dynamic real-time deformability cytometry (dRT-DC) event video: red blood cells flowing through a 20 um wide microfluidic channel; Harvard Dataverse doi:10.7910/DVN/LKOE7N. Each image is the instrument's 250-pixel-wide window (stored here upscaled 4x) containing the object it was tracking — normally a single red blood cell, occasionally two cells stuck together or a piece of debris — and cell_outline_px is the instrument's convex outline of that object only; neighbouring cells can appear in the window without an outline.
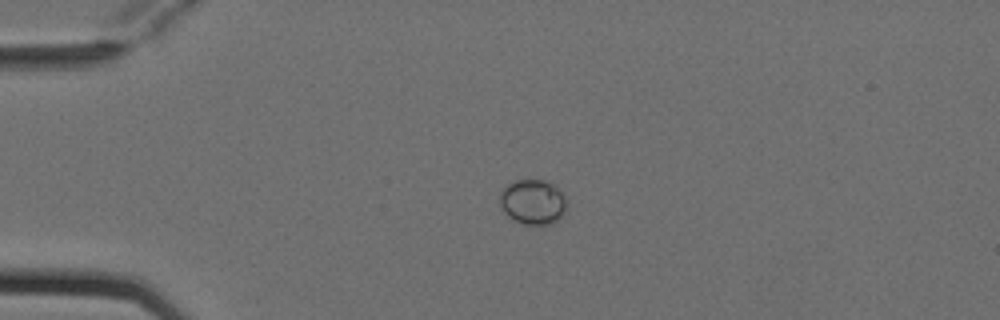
{"species": "Egyptian fruit bat (a non-hibernating species)", "species_latin": "Rousettus aegyptiacus", "temperature_condition": "cold", "stored_images_in_passage": 4, "camera_frame_rate_fps": 3000, "um_per_image_px": 0.085, "animal": {"sex": "female"}, "frame": {"image": 1, "passage_image": 2, "time_ms": 0.333, "image_size_px": [1000, 320], "cell_outline_px": [[568, 208], [552, 224], [524, 224], [512, 220], [504, 212], [500, 204], [500, 192], [508, 184], [516, 180], [544, 180], [556, 184], [564, 196], [568, 204]], "centroid_in_image_um": [45.31, 17.16], "position_along_channel_um": 39.7, "area_um2": 17.69}}
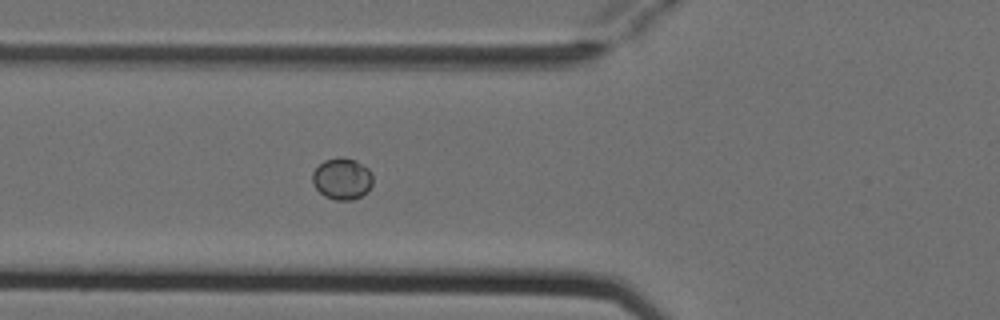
{"frame": {"image": 2, "passage_image": 4, "time_ms": 1.0, "image_size_px": [1000, 320], "cell_outline_px": [[372, 184], [368, 192], [352, 200], [336, 200], [324, 196], [312, 184], [312, 172], [324, 160], [340, 156], [344, 156], [356, 160], [364, 164], [368, 168], [372, 176]], "centroid_in_image_um": [29.08, 15.18], "position_along_channel_um": 96.7, "area_um2": 14.85}}